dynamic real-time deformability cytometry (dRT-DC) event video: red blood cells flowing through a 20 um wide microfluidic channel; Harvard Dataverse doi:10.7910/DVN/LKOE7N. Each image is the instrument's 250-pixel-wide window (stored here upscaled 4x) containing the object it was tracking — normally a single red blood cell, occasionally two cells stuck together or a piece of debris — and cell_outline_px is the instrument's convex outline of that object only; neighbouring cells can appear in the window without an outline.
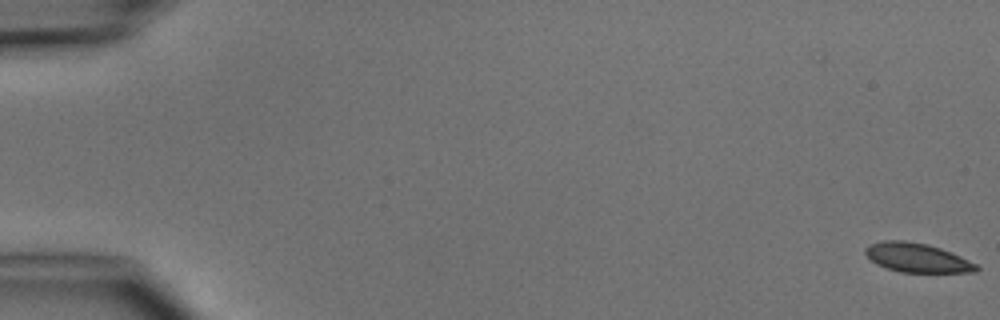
{"species": "common noctule bat (a hibernating species)", "species_latin": "Nyctalus noctula", "temperature_condition": "cold", "stored_images_in_passage": 5, "camera_frame_rate_fps": 3000, "um_per_image_px": 0.085, "animal": {"sex": "male", "body_mass_g": 15.6}, "frame": {"image": 1, "passage_image": 1, "time_ms": 0.0, "image_size_px": [1000, 320], "cell_outline_px": [[980, 268], [976, 272], [900, 272], [876, 264], [864, 252], [864, 248], [872, 244], [884, 240], [904, 240], [928, 244], [940, 248], [960, 256], [976, 264]], "centroid_in_image_um": [77.95, 21.9], "position_along_channel_um": 7.0, "area_um2": 18.67}}
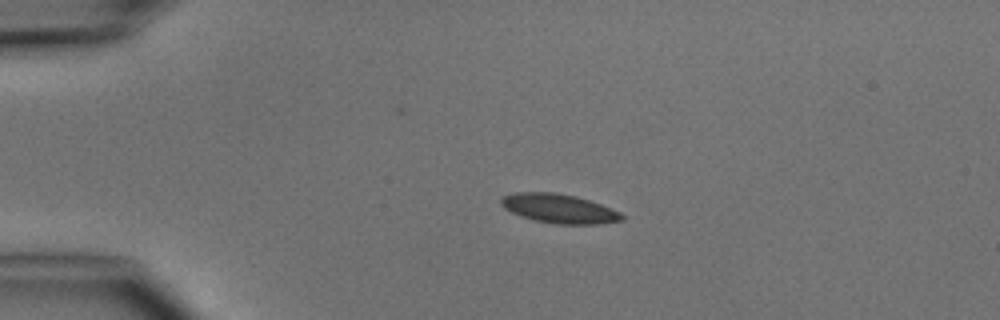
{"frame": {"image": 2, "passage_image": 4, "time_ms": 3.667, "image_size_px": [1000, 320], "cell_outline_px": [[624, 220], [600, 224], [556, 224], [536, 220], [512, 212], [504, 208], [500, 204], [500, 200], [504, 196], [516, 192], [552, 192], [576, 196], [600, 204], [620, 212], [624, 216]], "centroid_in_image_um": [47.54, 17.73], "position_along_channel_um": 37.5, "area_um2": 20.29}}